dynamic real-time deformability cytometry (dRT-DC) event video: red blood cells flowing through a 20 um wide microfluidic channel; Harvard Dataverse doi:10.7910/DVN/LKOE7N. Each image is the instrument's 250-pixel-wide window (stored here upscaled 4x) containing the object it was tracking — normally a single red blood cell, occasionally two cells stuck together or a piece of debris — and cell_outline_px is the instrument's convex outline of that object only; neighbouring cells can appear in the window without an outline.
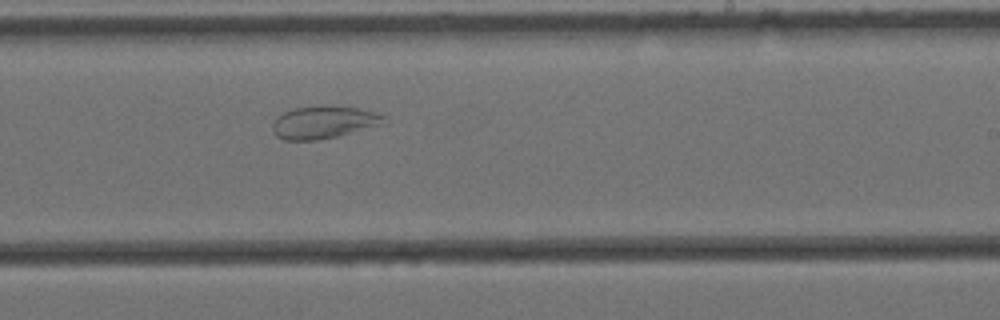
{"species": "Egyptian fruit bat (a non-hibernating species)", "species_latin": "Rousettus aegyptiacus", "temperature_condition": "cold", "stored_images_in_passage": 8, "camera_frame_rate_fps": 3000, "um_per_image_px": 0.085, "animal": {"sex": "female"}, "frame": {"image": 1, "passage_image": 7, "time_ms": 2.0, "image_size_px": [1000, 320], "cell_outline_px": [[388, 124], [336, 136], [316, 140], [284, 140], [276, 136], [272, 132], [272, 124], [276, 116], [292, 108], [356, 108], [376, 112], [384, 116], [388, 120]], "centroid_in_image_um": [27.53, 10.43], "position_along_channel_um": 261.5, "area_um2": 20.75}}